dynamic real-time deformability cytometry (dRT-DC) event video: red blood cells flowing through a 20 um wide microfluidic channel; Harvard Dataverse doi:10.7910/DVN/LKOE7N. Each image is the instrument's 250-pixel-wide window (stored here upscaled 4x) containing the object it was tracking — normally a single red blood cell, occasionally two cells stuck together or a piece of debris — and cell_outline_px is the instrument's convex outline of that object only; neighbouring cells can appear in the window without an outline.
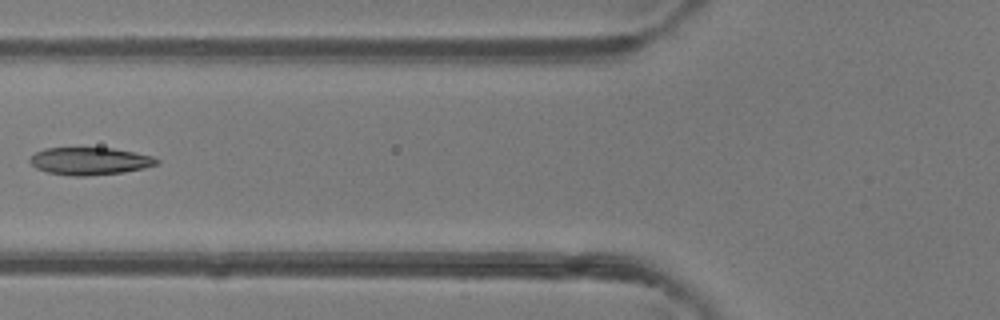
{"species": "common noctule bat (a hibernating species)", "species_latin": "Nyctalus noctula", "temperature_condition": "room temperature", "stored_images_in_passage": 5, "camera_frame_rate_fps": 3000, "um_per_image_px": 0.085, "animal": {"sex": "female"}, "frame": {"image": 1, "passage_image": 5, "time_ms": 4.667, "image_size_px": [1000, 320], "cell_outline_px": [[160, 164], [144, 168], [124, 172], [88, 176], [72, 176], [48, 172], [36, 168], [28, 160], [28, 156], [44, 148], [112, 148], [152, 156], [160, 160]], "centroid_in_image_um": [7.62, 13.69], "position_along_channel_um": 118.2, "area_um2": 20.4}}